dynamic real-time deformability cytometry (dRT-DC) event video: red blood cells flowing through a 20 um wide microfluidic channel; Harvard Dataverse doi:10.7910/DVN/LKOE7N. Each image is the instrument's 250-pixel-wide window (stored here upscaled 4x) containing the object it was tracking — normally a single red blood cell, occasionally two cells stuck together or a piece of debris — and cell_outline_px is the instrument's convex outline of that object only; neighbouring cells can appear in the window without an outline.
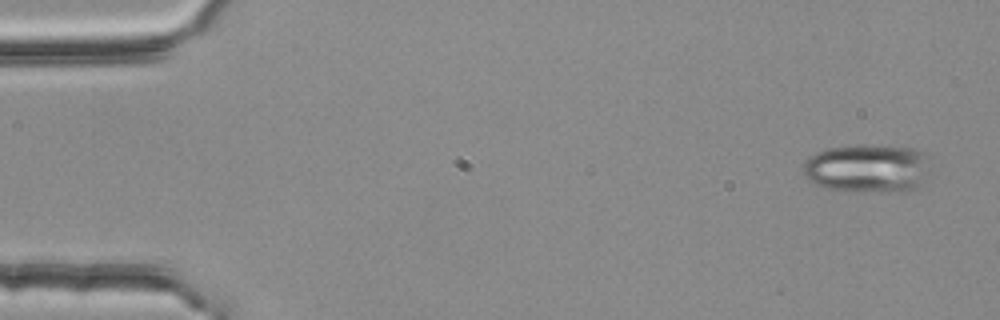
{"species": "common noctule bat (a hibernating species)", "species_latin": "Nyctalus noctula", "temperature_condition": "room temperature", "stored_images_in_passage": 4, "camera_frame_rate_fps": 3000, "um_per_image_px": 0.085, "animal": {"sex": "female", "body_mass_g": 25.1}, "frame": {"image": 1, "passage_image": 1, "time_ms": 0.0, "image_size_px": [1000, 320], "cell_outline_px": [[924, 156], [916, 188], [908, 192], [888, 192], [828, 188], [816, 184], [808, 180], [804, 176], [804, 164], [816, 152], [828, 148], [912, 148], [924, 152]], "centroid_in_image_um": [73.6, 14.36], "position_along_channel_um": 11.4, "area_um2": 33.29}}